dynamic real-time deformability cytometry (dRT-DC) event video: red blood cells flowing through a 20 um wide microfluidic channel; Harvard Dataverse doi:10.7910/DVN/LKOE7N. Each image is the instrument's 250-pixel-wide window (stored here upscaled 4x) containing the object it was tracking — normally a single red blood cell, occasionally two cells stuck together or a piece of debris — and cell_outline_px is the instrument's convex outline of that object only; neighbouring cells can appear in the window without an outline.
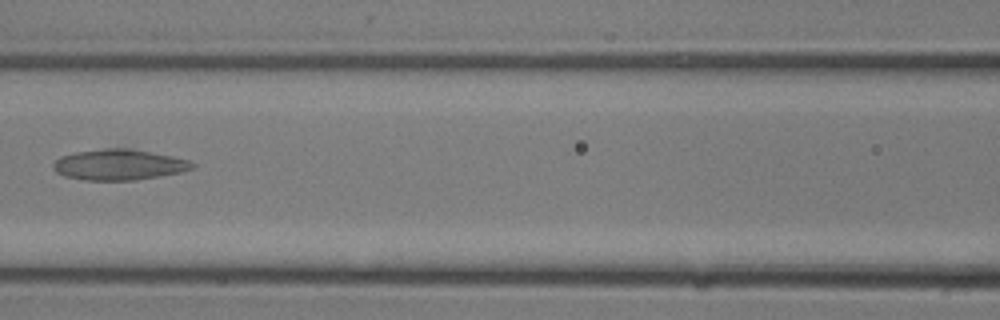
{"species": "common noctule bat (a hibernating species)", "species_latin": "Nyctalus noctula", "temperature_condition": "room temperature", "stored_images_in_passage": 15, "camera_frame_rate_fps": 3000, "um_per_image_px": 0.085, "animal": {"sex": "male", "body_mass_g": 13.3}, "frame": {"image": 1, "passage_image": 7, "time_ms": 2.0, "image_size_px": [1000, 320], "cell_outline_px": [[196, 168], [180, 172], [136, 180], [84, 180], [64, 176], [56, 172], [52, 168], [52, 164], [60, 156], [76, 152], [104, 148], [132, 148], [172, 156], [188, 160], [196, 164]], "centroid_in_image_um": [10.11, 13.99], "position_along_channel_um": 156.5, "area_um2": 25.03}}
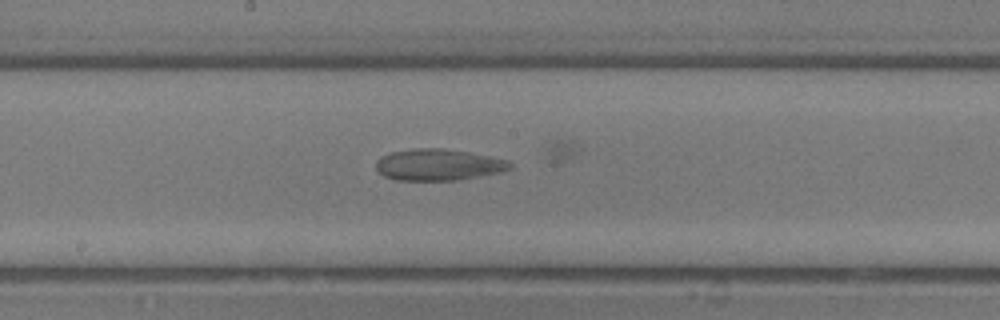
{"frame": {"image": 2, "passage_image": 9, "time_ms": 2.667, "image_size_px": [1000, 320], "cell_outline_px": [[512, 168], [500, 172], [460, 180], [396, 180], [384, 176], [376, 168], [376, 160], [380, 156], [392, 152], [412, 148], [444, 148], [468, 152], [508, 160], [512, 164]], "centroid_in_image_um": [37.25, 14.0], "position_along_channel_um": 211.0, "area_um2": 24.62}}